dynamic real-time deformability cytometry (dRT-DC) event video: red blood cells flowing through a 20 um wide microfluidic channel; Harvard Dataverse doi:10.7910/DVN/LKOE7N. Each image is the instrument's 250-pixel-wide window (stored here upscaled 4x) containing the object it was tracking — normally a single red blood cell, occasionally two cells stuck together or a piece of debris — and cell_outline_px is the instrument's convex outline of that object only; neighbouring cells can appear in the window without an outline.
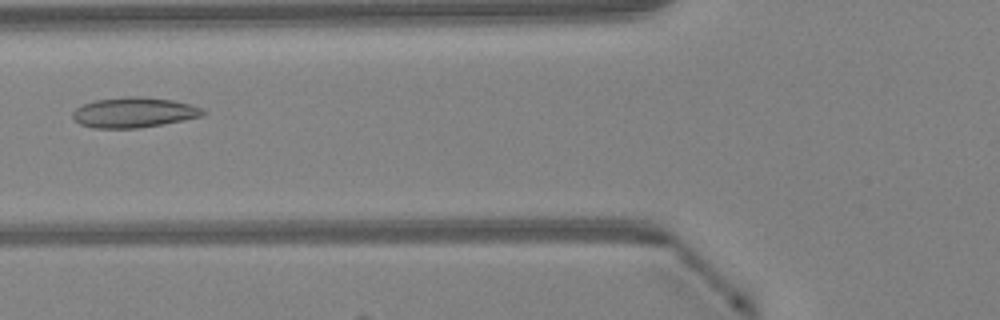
{"species": "Egyptian fruit bat (a non-hibernating species)", "species_latin": "Rousettus aegyptiacus", "temperature_condition": "warm", "stored_images_in_passage": 46, "camera_frame_rate_fps": 3000, "um_per_image_px": 0.085, "animal": {"sex": "female"}, "frame": {"image": 1, "passage_image": 16, "time_ms": 5.0, "image_size_px": [1000, 320], "cell_outline_px": [[208, 112], [200, 116], [184, 120], [140, 128], [92, 128], [80, 124], [72, 116], [72, 112], [76, 108], [84, 104], [96, 100], [124, 96], [140, 96], [172, 100], [204, 108]], "centroid_in_image_um": [11.39, 9.56], "position_along_channel_um": 114.4, "area_um2": 22.95}}
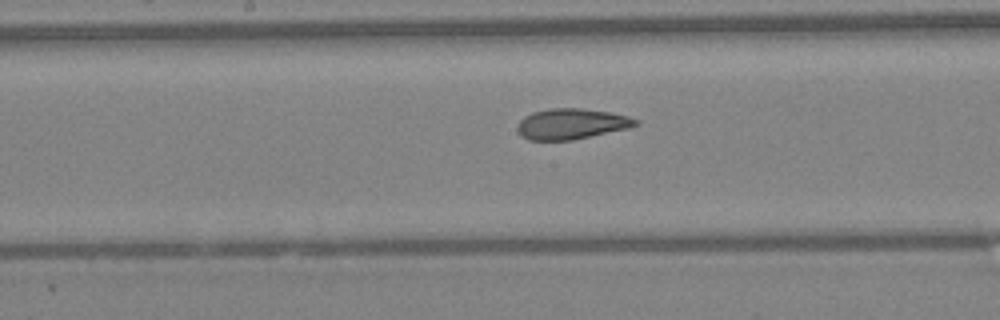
{"frame": {"image": 2, "passage_image": 22, "time_ms": 7.0, "image_size_px": [1000, 320], "cell_outline_px": [[640, 124], [628, 128], [572, 140], [528, 140], [520, 136], [516, 128], [516, 124], [524, 116], [532, 112], [552, 108], [580, 108], [608, 112], [628, 116], [640, 120]], "centroid_in_image_um": [48.54, 10.53], "position_along_channel_um": 199.7, "area_um2": 21.21}}
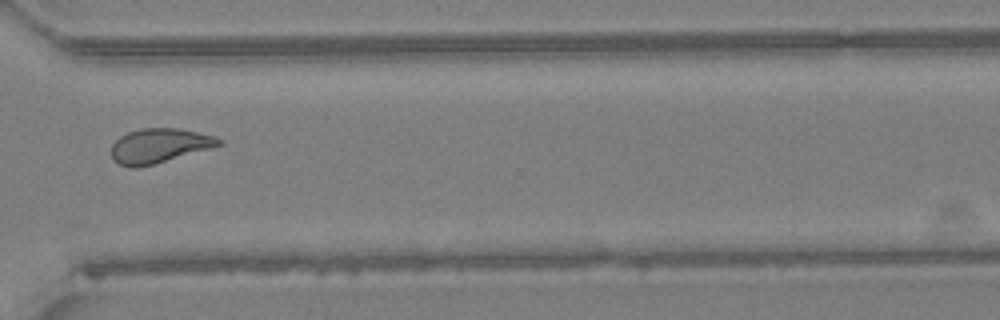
{"frame": {"image": 3, "passage_image": 33, "time_ms": 10.667, "image_size_px": [1000, 320], "cell_outline_px": [[224, 144], [212, 148], [152, 164], [136, 168], [128, 168], [112, 160], [112, 144], [120, 136], [128, 132], [140, 128], [180, 128], [216, 136], [224, 140]], "centroid_in_image_um": [13.56, 12.38], "position_along_channel_um": 357.0, "area_um2": 21.73}, "authors_computed_cell_mechanics": {"area_um2": 21.9929, "velocity_mm_per_s": 4.2733, "shape_relaxation_time_tau1_ms": null, "shape_relaxation_time_tau2_ms": 1.8849, "deformation_change_tau1": null, "deformation_change_tau2": 0.0976}}